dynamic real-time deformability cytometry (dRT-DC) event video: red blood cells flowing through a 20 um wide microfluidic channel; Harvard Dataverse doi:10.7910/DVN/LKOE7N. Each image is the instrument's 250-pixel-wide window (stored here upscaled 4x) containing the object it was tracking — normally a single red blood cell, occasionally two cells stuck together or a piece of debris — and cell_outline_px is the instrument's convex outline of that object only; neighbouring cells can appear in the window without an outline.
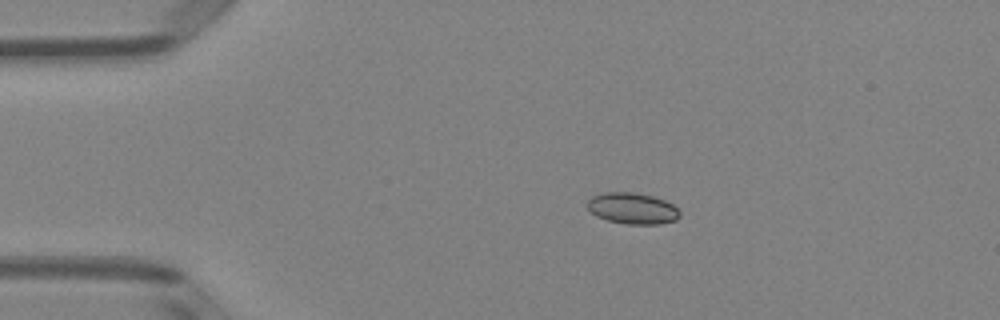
{"species": "Egyptian fruit bat (a non-hibernating species)", "species_latin": "Rousettus aegyptiacus", "temperature_condition": "room temperature", "stored_images_in_passage": 42, "camera_frame_rate_fps": 3000, "um_per_image_px": 0.085, "animal": {"sex": "female"}, "frame": {"image": 1, "passage_image": 1, "time_ms": 0.0, "image_size_px": [1000, 320], "cell_outline_px": [[680, 216], [676, 220], [660, 224], [624, 224], [608, 220], [596, 216], [584, 204], [592, 196], [604, 192], [636, 192], [652, 196], [664, 200], [672, 204], [680, 212]], "centroid_in_image_um": [53.74, 17.71], "position_along_channel_um": 31.3, "area_um2": 16.94}}
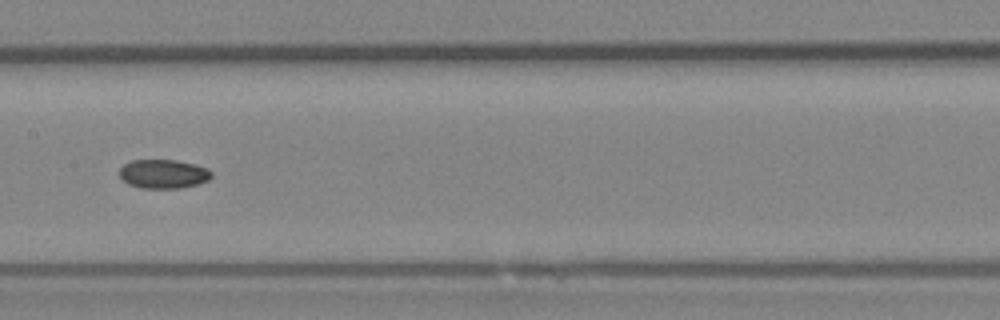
{"frame": {"image": 2, "passage_image": 17, "time_ms": 5.333, "image_size_px": [1000, 320], "cell_outline_px": [[212, 176], [208, 180], [200, 184], [180, 188], [140, 188], [128, 184], [120, 176], [120, 168], [124, 164], [132, 160], [176, 160], [196, 164], [208, 168], [212, 172]], "centroid_in_image_um": [13.92, 14.78], "position_along_channel_um": 193.5, "area_um2": 15.66}}
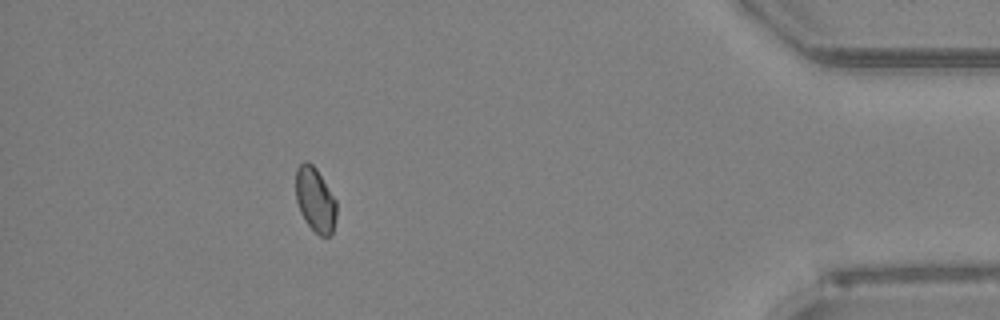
{"frame": {"image": 3, "passage_image": 37, "time_ms": 12.0, "image_size_px": [1000, 320], "cell_outline_px": [[336, 216], [332, 232], [328, 236], [320, 236], [304, 220], [300, 212], [296, 200], [296, 168], [304, 160], [308, 160], [316, 168], [336, 200]], "centroid_in_image_um": [26.78, 16.95], "position_along_channel_um": 408.4, "area_um2": 15.26}, "authors_computed_cell_mechanics": {"area_um2": 15.7216, "velocity_mm_per_s": 3.997, "shape_relaxation_time_tau1_ms": null, "shape_relaxation_time_tau2_ms": 5.9366, "deformation_change_tau1": null, "deformation_change_tau2": 0.0483}}